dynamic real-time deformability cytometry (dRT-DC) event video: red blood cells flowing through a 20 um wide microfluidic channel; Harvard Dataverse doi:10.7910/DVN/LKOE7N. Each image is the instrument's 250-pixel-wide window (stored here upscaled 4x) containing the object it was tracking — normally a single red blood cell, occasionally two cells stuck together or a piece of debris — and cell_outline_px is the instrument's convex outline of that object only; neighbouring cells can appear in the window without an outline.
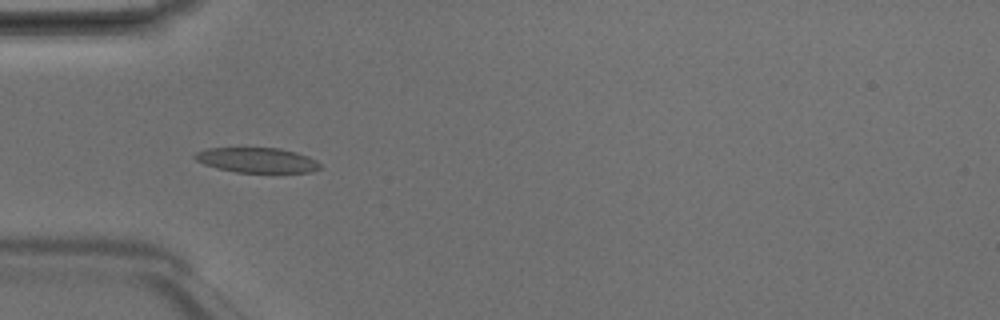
{"species": "Egyptian fruit bat (a non-hibernating species)", "species_latin": "Rousettus aegyptiacus", "temperature_condition": "room temperature", "stored_images_in_passage": 6, "camera_frame_rate_fps": 3000, "um_per_image_px": 0.085, "animal": {"sex": "male"}, "frame": {"image": 1, "passage_image": 5, "time_ms": 1.333, "image_size_px": [1000, 320], "cell_outline_px": [[320, 168], [312, 172], [236, 172], [216, 168], [204, 164], [196, 160], [192, 156], [196, 152], [208, 148], [280, 148], [296, 152], [308, 156], [316, 160], [320, 164]], "centroid_in_image_um": [21.83, 13.61], "position_along_channel_um": 63.2, "area_um2": 18.21}}